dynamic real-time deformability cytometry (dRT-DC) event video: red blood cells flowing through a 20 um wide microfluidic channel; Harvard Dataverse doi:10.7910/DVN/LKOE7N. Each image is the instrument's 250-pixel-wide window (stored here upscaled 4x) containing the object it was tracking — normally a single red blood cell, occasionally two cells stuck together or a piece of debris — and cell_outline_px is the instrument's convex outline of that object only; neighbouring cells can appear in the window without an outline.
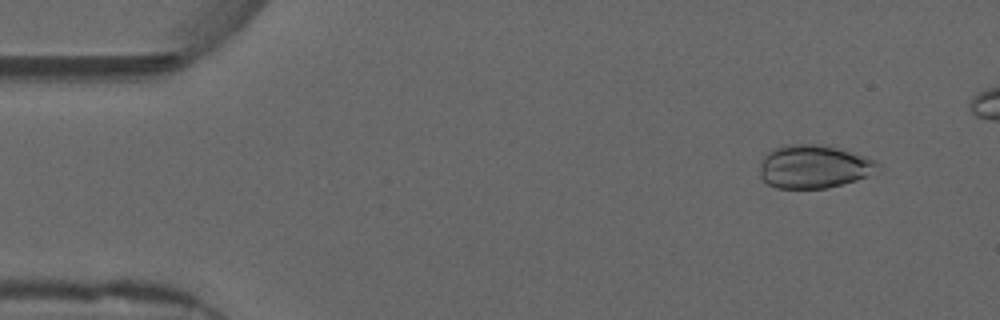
{"species": "common noctule bat (a hibernating species)", "species_latin": "Nyctalus noctula", "temperature_condition": "warm", "stored_images_in_passage": 50, "camera_frame_rate_fps": 3000, "um_per_image_px": 0.085, "animal": {"sex": "male", "forearm_length_mm": 52.5}, "frame": {"image": 1, "passage_image": 5, "time_ms": 1.333, "image_size_px": [1000, 320], "cell_outline_px": [[880, 168], [868, 176], [856, 180], [828, 188], [776, 188], [768, 184], [760, 176], [760, 164], [764, 156], [768, 152], [776, 148], [788, 144], [816, 144], [840, 148], [868, 156], [876, 160], [880, 164]], "centroid_in_image_um": [69.21, 14.16], "position_along_channel_um": 15.8, "area_um2": 29.94}}
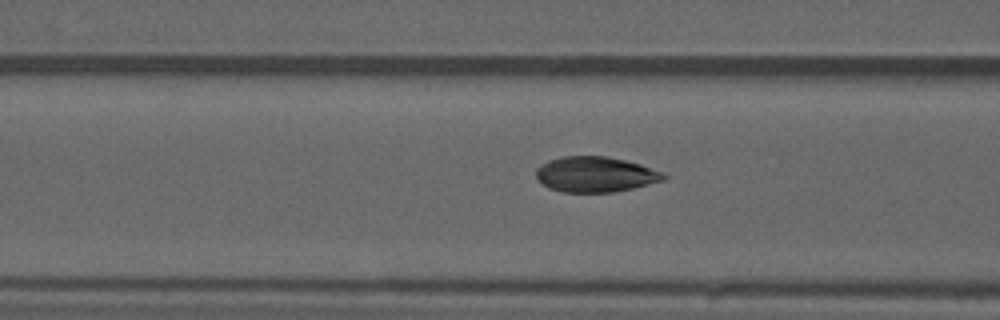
{"frame": {"image": 2, "passage_image": 21, "time_ms": 6.667, "image_size_px": [1000, 320], "cell_outline_px": [[668, 176], [664, 180], [632, 188], [612, 192], [564, 192], [548, 188], [536, 176], [536, 168], [540, 164], [548, 160], [564, 156], [608, 156], [640, 164], [664, 172]], "centroid_in_image_um": [50.61, 14.81], "position_along_channel_um": 116.0, "area_um2": 26.3}}
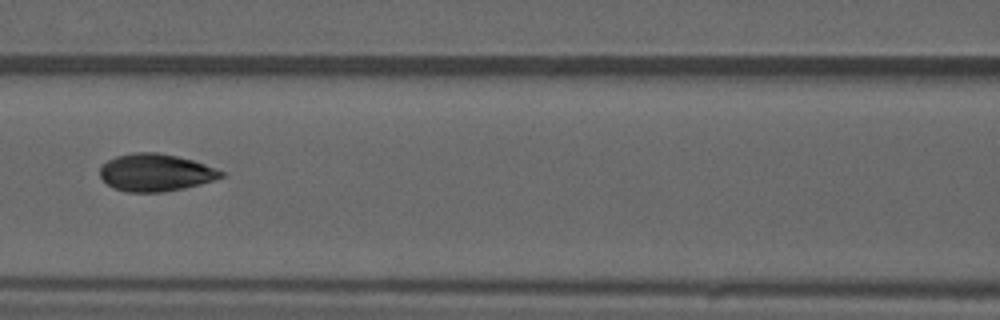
{"frame": {"image": 3, "passage_image": 24, "time_ms": 7.667, "image_size_px": [1000, 320], "cell_outline_px": [[224, 176], [200, 184], [184, 188], [164, 192], [128, 192], [112, 188], [100, 176], [100, 168], [108, 160], [116, 156], [132, 152], [156, 152], [176, 156], [192, 160], [216, 168], [224, 172]], "centroid_in_image_um": [13.21, 14.67], "position_along_channel_um": 153.4, "area_um2": 26.3}, "authors_computed_cell_mechanics": {"area_um2": 27.3105, "velocity_mm_per_s": 3.7249, "shape_relaxation_time_tau1_ms": 7.3718, "shape_relaxation_time_tau2_ms": 0.5401, "deformation_change_tau1": 0.1921, "deformation_change_tau2": 0.0278}}